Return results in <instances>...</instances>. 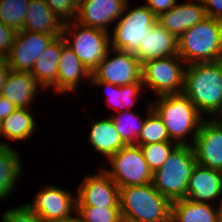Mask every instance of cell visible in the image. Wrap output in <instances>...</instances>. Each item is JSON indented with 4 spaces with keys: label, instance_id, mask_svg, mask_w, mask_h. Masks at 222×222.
Wrapping results in <instances>:
<instances>
[{
    "label": "cell",
    "instance_id": "cell-1",
    "mask_svg": "<svg viewBox=\"0 0 222 222\" xmlns=\"http://www.w3.org/2000/svg\"><path fill=\"white\" fill-rule=\"evenodd\" d=\"M182 93L204 118H222V60L186 65Z\"/></svg>",
    "mask_w": 222,
    "mask_h": 222
},
{
    "label": "cell",
    "instance_id": "cell-2",
    "mask_svg": "<svg viewBox=\"0 0 222 222\" xmlns=\"http://www.w3.org/2000/svg\"><path fill=\"white\" fill-rule=\"evenodd\" d=\"M151 101L152 109L162 119L169 138L179 145H192L205 118L190 99L179 93L157 96Z\"/></svg>",
    "mask_w": 222,
    "mask_h": 222
},
{
    "label": "cell",
    "instance_id": "cell-3",
    "mask_svg": "<svg viewBox=\"0 0 222 222\" xmlns=\"http://www.w3.org/2000/svg\"><path fill=\"white\" fill-rule=\"evenodd\" d=\"M171 203L152 183L119 188L122 220L164 222L171 216Z\"/></svg>",
    "mask_w": 222,
    "mask_h": 222
},
{
    "label": "cell",
    "instance_id": "cell-4",
    "mask_svg": "<svg viewBox=\"0 0 222 222\" xmlns=\"http://www.w3.org/2000/svg\"><path fill=\"white\" fill-rule=\"evenodd\" d=\"M178 55L186 63L222 60V21L206 17L178 38Z\"/></svg>",
    "mask_w": 222,
    "mask_h": 222
},
{
    "label": "cell",
    "instance_id": "cell-5",
    "mask_svg": "<svg viewBox=\"0 0 222 222\" xmlns=\"http://www.w3.org/2000/svg\"><path fill=\"white\" fill-rule=\"evenodd\" d=\"M196 164L192 145H178L153 173L152 184L171 202L186 198L188 180Z\"/></svg>",
    "mask_w": 222,
    "mask_h": 222
},
{
    "label": "cell",
    "instance_id": "cell-6",
    "mask_svg": "<svg viewBox=\"0 0 222 222\" xmlns=\"http://www.w3.org/2000/svg\"><path fill=\"white\" fill-rule=\"evenodd\" d=\"M61 36L90 73L98 67L110 49V33L76 21L64 23Z\"/></svg>",
    "mask_w": 222,
    "mask_h": 222
},
{
    "label": "cell",
    "instance_id": "cell-7",
    "mask_svg": "<svg viewBox=\"0 0 222 222\" xmlns=\"http://www.w3.org/2000/svg\"><path fill=\"white\" fill-rule=\"evenodd\" d=\"M130 6L127 2L113 33H110V48L135 54L158 19L145 4L133 5L134 8Z\"/></svg>",
    "mask_w": 222,
    "mask_h": 222
},
{
    "label": "cell",
    "instance_id": "cell-8",
    "mask_svg": "<svg viewBox=\"0 0 222 222\" xmlns=\"http://www.w3.org/2000/svg\"><path fill=\"white\" fill-rule=\"evenodd\" d=\"M185 68L186 63L178 54L145 62L142 65L144 89L151 90L155 96L182 93Z\"/></svg>",
    "mask_w": 222,
    "mask_h": 222
},
{
    "label": "cell",
    "instance_id": "cell-9",
    "mask_svg": "<svg viewBox=\"0 0 222 222\" xmlns=\"http://www.w3.org/2000/svg\"><path fill=\"white\" fill-rule=\"evenodd\" d=\"M108 162L111 169L106 166L103 170L119 188L152 183L153 172L138 145L122 147L108 159Z\"/></svg>",
    "mask_w": 222,
    "mask_h": 222
},
{
    "label": "cell",
    "instance_id": "cell-10",
    "mask_svg": "<svg viewBox=\"0 0 222 222\" xmlns=\"http://www.w3.org/2000/svg\"><path fill=\"white\" fill-rule=\"evenodd\" d=\"M90 81H104L116 86L142 83V64L134 54L110 48L91 73Z\"/></svg>",
    "mask_w": 222,
    "mask_h": 222
},
{
    "label": "cell",
    "instance_id": "cell-11",
    "mask_svg": "<svg viewBox=\"0 0 222 222\" xmlns=\"http://www.w3.org/2000/svg\"><path fill=\"white\" fill-rule=\"evenodd\" d=\"M76 192L46 184L26 204L45 222H61L76 214Z\"/></svg>",
    "mask_w": 222,
    "mask_h": 222
},
{
    "label": "cell",
    "instance_id": "cell-12",
    "mask_svg": "<svg viewBox=\"0 0 222 222\" xmlns=\"http://www.w3.org/2000/svg\"><path fill=\"white\" fill-rule=\"evenodd\" d=\"M61 35L17 31L9 54L5 57L11 70L31 73L37 58Z\"/></svg>",
    "mask_w": 222,
    "mask_h": 222
},
{
    "label": "cell",
    "instance_id": "cell-13",
    "mask_svg": "<svg viewBox=\"0 0 222 222\" xmlns=\"http://www.w3.org/2000/svg\"><path fill=\"white\" fill-rule=\"evenodd\" d=\"M76 190V206L120 208L119 187L103 169L86 175Z\"/></svg>",
    "mask_w": 222,
    "mask_h": 222
},
{
    "label": "cell",
    "instance_id": "cell-14",
    "mask_svg": "<svg viewBox=\"0 0 222 222\" xmlns=\"http://www.w3.org/2000/svg\"><path fill=\"white\" fill-rule=\"evenodd\" d=\"M192 147L197 164L222 172V118H205Z\"/></svg>",
    "mask_w": 222,
    "mask_h": 222
},
{
    "label": "cell",
    "instance_id": "cell-15",
    "mask_svg": "<svg viewBox=\"0 0 222 222\" xmlns=\"http://www.w3.org/2000/svg\"><path fill=\"white\" fill-rule=\"evenodd\" d=\"M126 4V0H79L75 21L110 33V26L119 20Z\"/></svg>",
    "mask_w": 222,
    "mask_h": 222
},
{
    "label": "cell",
    "instance_id": "cell-16",
    "mask_svg": "<svg viewBox=\"0 0 222 222\" xmlns=\"http://www.w3.org/2000/svg\"><path fill=\"white\" fill-rule=\"evenodd\" d=\"M207 17L202 0L178 2L157 17L158 23L177 39L185 30L202 22Z\"/></svg>",
    "mask_w": 222,
    "mask_h": 222
},
{
    "label": "cell",
    "instance_id": "cell-17",
    "mask_svg": "<svg viewBox=\"0 0 222 222\" xmlns=\"http://www.w3.org/2000/svg\"><path fill=\"white\" fill-rule=\"evenodd\" d=\"M221 193L222 172L196 164L188 180L186 198L195 202L218 204Z\"/></svg>",
    "mask_w": 222,
    "mask_h": 222
},
{
    "label": "cell",
    "instance_id": "cell-18",
    "mask_svg": "<svg viewBox=\"0 0 222 222\" xmlns=\"http://www.w3.org/2000/svg\"><path fill=\"white\" fill-rule=\"evenodd\" d=\"M58 73H57V96L58 94L64 95L65 93H75L80 87L82 79L88 81L90 85L91 73L80 61L78 56L69 48L64 38L62 37V51L59 60Z\"/></svg>",
    "mask_w": 222,
    "mask_h": 222
},
{
    "label": "cell",
    "instance_id": "cell-19",
    "mask_svg": "<svg viewBox=\"0 0 222 222\" xmlns=\"http://www.w3.org/2000/svg\"><path fill=\"white\" fill-rule=\"evenodd\" d=\"M178 54V39L156 22L134 54L140 63Z\"/></svg>",
    "mask_w": 222,
    "mask_h": 222
},
{
    "label": "cell",
    "instance_id": "cell-20",
    "mask_svg": "<svg viewBox=\"0 0 222 222\" xmlns=\"http://www.w3.org/2000/svg\"><path fill=\"white\" fill-rule=\"evenodd\" d=\"M41 90L45 91L31 73L11 70L6 78L1 95L5 96L17 108L32 109L31 103L35 101L34 99H37V93H40Z\"/></svg>",
    "mask_w": 222,
    "mask_h": 222
},
{
    "label": "cell",
    "instance_id": "cell-21",
    "mask_svg": "<svg viewBox=\"0 0 222 222\" xmlns=\"http://www.w3.org/2000/svg\"><path fill=\"white\" fill-rule=\"evenodd\" d=\"M90 119L92 125L89 129L88 140L97 154L100 153L104 159L108 160L126 146L110 117L94 121L91 116Z\"/></svg>",
    "mask_w": 222,
    "mask_h": 222
},
{
    "label": "cell",
    "instance_id": "cell-22",
    "mask_svg": "<svg viewBox=\"0 0 222 222\" xmlns=\"http://www.w3.org/2000/svg\"><path fill=\"white\" fill-rule=\"evenodd\" d=\"M61 51L62 36H59L41 53L31 71L32 76L45 91L52 89L55 94H57V73Z\"/></svg>",
    "mask_w": 222,
    "mask_h": 222
},
{
    "label": "cell",
    "instance_id": "cell-23",
    "mask_svg": "<svg viewBox=\"0 0 222 222\" xmlns=\"http://www.w3.org/2000/svg\"><path fill=\"white\" fill-rule=\"evenodd\" d=\"M22 161L18 151L0 140V201L11 197L16 189L23 174Z\"/></svg>",
    "mask_w": 222,
    "mask_h": 222
},
{
    "label": "cell",
    "instance_id": "cell-24",
    "mask_svg": "<svg viewBox=\"0 0 222 222\" xmlns=\"http://www.w3.org/2000/svg\"><path fill=\"white\" fill-rule=\"evenodd\" d=\"M63 25L44 0H29L23 30L62 35Z\"/></svg>",
    "mask_w": 222,
    "mask_h": 222
},
{
    "label": "cell",
    "instance_id": "cell-25",
    "mask_svg": "<svg viewBox=\"0 0 222 222\" xmlns=\"http://www.w3.org/2000/svg\"><path fill=\"white\" fill-rule=\"evenodd\" d=\"M171 216L177 222H222L217 204L195 202L188 198L172 201Z\"/></svg>",
    "mask_w": 222,
    "mask_h": 222
},
{
    "label": "cell",
    "instance_id": "cell-26",
    "mask_svg": "<svg viewBox=\"0 0 222 222\" xmlns=\"http://www.w3.org/2000/svg\"><path fill=\"white\" fill-rule=\"evenodd\" d=\"M35 119L32 109L17 108L0 123V136L15 142L30 140L37 131Z\"/></svg>",
    "mask_w": 222,
    "mask_h": 222
},
{
    "label": "cell",
    "instance_id": "cell-27",
    "mask_svg": "<svg viewBox=\"0 0 222 222\" xmlns=\"http://www.w3.org/2000/svg\"><path fill=\"white\" fill-rule=\"evenodd\" d=\"M92 87H102L107 94L106 102L109 108L115 109L114 112H124L125 110H133L142 94L143 83H130L123 86H116L104 81H90ZM141 91V93H140Z\"/></svg>",
    "mask_w": 222,
    "mask_h": 222
},
{
    "label": "cell",
    "instance_id": "cell-28",
    "mask_svg": "<svg viewBox=\"0 0 222 222\" xmlns=\"http://www.w3.org/2000/svg\"><path fill=\"white\" fill-rule=\"evenodd\" d=\"M126 145H137V138L142 130L145 118L135 110H125L109 116Z\"/></svg>",
    "mask_w": 222,
    "mask_h": 222
},
{
    "label": "cell",
    "instance_id": "cell-29",
    "mask_svg": "<svg viewBox=\"0 0 222 222\" xmlns=\"http://www.w3.org/2000/svg\"><path fill=\"white\" fill-rule=\"evenodd\" d=\"M147 111L142 130L137 138V145H146L157 142H174L169 138L167 128L162 119L152 109L151 101L147 102Z\"/></svg>",
    "mask_w": 222,
    "mask_h": 222
},
{
    "label": "cell",
    "instance_id": "cell-30",
    "mask_svg": "<svg viewBox=\"0 0 222 222\" xmlns=\"http://www.w3.org/2000/svg\"><path fill=\"white\" fill-rule=\"evenodd\" d=\"M29 0H0V22L16 32L23 30Z\"/></svg>",
    "mask_w": 222,
    "mask_h": 222
},
{
    "label": "cell",
    "instance_id": "cell-31",
    "mask_svg": "<svg viewBox=\"0 0 222 222\" xmlns=\"http://www.w3.org/2000/svg\"><path fill=\"white\" fill-rule=\"evenodd\" d=\"M176 142H157L141 145V150L150 170L154 173L170 156L171 152L178 146Z\"/></svg>",
    "mask_w": 222,
    "mask_h": 222
},
{
    "label": "cell",
    "instance_id": "cell-32",
    "mask_svg": "<svg viewBox=\"0 0 222 222\" xmlns=\"http://www.w3.org/2000/svg\"><path fill=\"white\" fill-rule=\"evenodd\" d=\"M76 214L83 222H121L120 208L76 206Z\"/></svg>",
    "mask_w": 222,
    "mask_h": 222
},
{
    "label": "cell",
    "instance_id": "cell-33",
    "mask_svg": "<svg viewBox=\"0 0 222 222\" xmlns=\"http://www.w3.org/2000/svg\"><path fill=\"white\" fill-rule=\"evenodd\" d=\"M55 15L67 23L75 21L78 13L79 0H44Z\"/></svg>",
    "mask_w": 222,
    "mask_h": 222
},
{
    "label": "cell",
    "instance_id": "cell-34",
    "mask_svg": "<svg viewBox=\"0 0 222 222\" xmlns=\"http://www.w3.org/2000/svg\"><path fill=\"white\" fill-rule=\"evenodd\" d=\"M0 222H45L25 203L5 210Z\"/></svg>",
    "mask_w": 222,
    "mask_h": 222
},
{
    "label": "cell",
    "instance_id": "cell-35",
    "mask_svg": "<svg viewBox=\"0 0 222 222\" xmlns=\"http://www.w3.org/2000/svg\"><path fill=\"white\" fill-rule=\"evenodd\" d=\"M16 31L0 22V54L6 57L13 45Z\"/></svg>",
    "mask_w": 222,
    "mask_h": 222
},
{
    "label": "cell",
    "instance_id": "cell-36",
    "mask_svg": "<svg viewBox=\"0 0 222 222\" xmlns=\"http://www.w3.org/2000/svg\"><path fill=\"white\" fill-rule=\"evenodd\" d=\"M148 9L157 17L178 3V0H144Z\"/></svg>",
    "mask_w": 222,
    "mask_h": 222
},
{
    "label": "cell",
    "instance_id": "cell-37",
    "mask_svg": "<svg viewBox=\"0 0 222 222\" xmlns=\"http://www.w3.org/2000/svg\"><path fill=\"white\" fill-rule=\"evenodd\" d=\"M207 17L222 21V0H202Z\"/></svg>",
    "mask_w": 222,
    "mask_h": 222
},
{
    "label": "cell",
    "instance_id": "cell-38",
    "mask_svg": "<svg viewBox=\"0 0 222 222\" xmlns=\"http://www.w3.org/2000/svg\"><path fill=\"white\" fill-rule=\"evenodd\" d=\"M17 107L5 96H0V123L8 117Z\"/></svg>",
    "mask_w": 222,
    "mask_h": 222
},
{
    "label": "cell",
    "instance_id": "cell-39",
    "mask_svg": "<svg viewBox=\"0 0 222 222\" xmlns=\"http://www.w3.org/2000/svg\"><path fill=\"white\" fill-rule=\"evenodd\" d=\"M10 71H11V68H10L6 58H4L0 62V96H1V92H2V89L5 84L6 78H7Z\"/></svg>",
    "mask_w": 222,
    "mask_h": 222
},
{
    "label": "cell",
    "instance_id": "cell-40",
    "mask_svg": "<svg viewBox=\"0 0 222 222\" xmlns=\"http://www.w3.org/2000/svg\"><path fill=\"white\" fill-rule=\"evenodd\" d=\"M61 222H83L77 214H75L73 217L69 218V219H65Z\"/></svg>",
    "mask_w": 222,
    "mask_h": 222
},
{
    "label": "cell",
    "instance_id": "cell-41",
    "mask_svg": "<svg viewBox=\"0 0 222 222\" xmlns=\"http://www.w3.org/2000/svg\"><path fill=\"white\" fill-rule=\"evenodd\" d=\"M219 204L218 205V211L220 213V217H221V220H222V193H221V196H220V199H219Z\"/></svg>",
    "mask_w": 222,
    "mask_h": 222
},
{
    "label": "cell",
    "instance_id": "cell-42",
    "mask_svg": "<svg viewBox=\"0 0 222 222\" xmlns=\"http://www.w3.org/2000/svg\"><path fill=\"white\" fill-rule=\"evenodd\" d=\"M164 222H177L172 216H170L166 221Z\"/></svg>",
    "mask_w": 222,
    "mask_h": 222
},
{
    "label": "cell",
    "instance_id": "cell-43",
    "mask_svg": "<svg viewBox=\"0 0 222 222\" xmlns=\"http://www.w3.org/2000/svg\"><path fill=\"white\" fill-rule=\"evenodd\" d=\"M5 57H3L1 54H0V62L4 59Z\"/></svg>",
    "mask_w": 222,
    "mask_h": 222
},
{
    "label": "cell",
    "instance_id": "cell-44",
    "mask_svg": "<svg viewBox=\"0 0 222 222\" xmlns=\"http://www.w3.org/2000/svg\"><path fill=\"white\" fill-rule=\"evenodd\" d=\"M121 222H133V221H128V220H122Z\"/></svg>",
    "mask_w": 222,
    "mask_h": 222
}]
</instances>
